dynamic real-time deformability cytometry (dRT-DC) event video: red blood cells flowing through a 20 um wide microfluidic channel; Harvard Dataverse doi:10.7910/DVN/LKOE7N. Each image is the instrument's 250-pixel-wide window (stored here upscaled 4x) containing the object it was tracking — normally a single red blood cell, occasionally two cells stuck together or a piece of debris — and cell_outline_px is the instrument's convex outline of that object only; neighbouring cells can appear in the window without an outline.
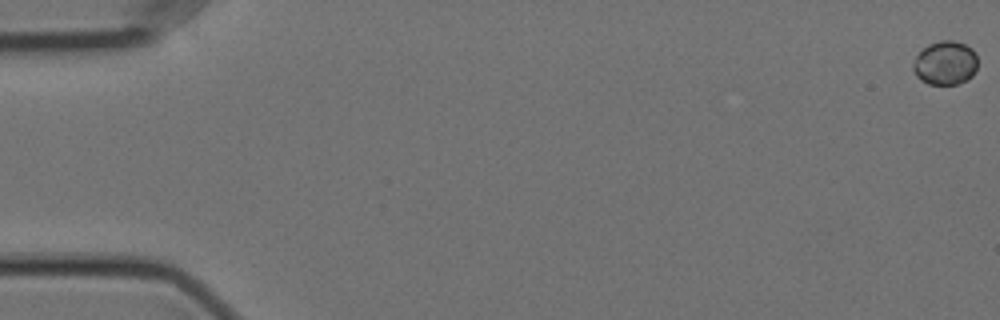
{"species": "Egyptian fruit bat (a non-hibernating species)", "species_latin": "Rousettus aegyptiacus", "temperature_condition": "cold", "stored_images_in_passage": 7, "camera_frame_rate_fps": 3000, "um_per_image_px": 0.085, "animal": {"sex": "female"}, "frame": {"image": 1, "passage_image": 1, "time_ms": 0.0, "image_size_px": [1000, 320], "cell_outline_px": [[976, 68], [972, 76], [968, 80], [956, 84], [928, 84], [920, 80], [916, 76], [912, 68], [912, 64], [916, 56], [928, 44], [940, 40], [952, 40], [964, 44], [972, 48], [976, 52]], "centroid_in_image_um": [80.34, 5.35], "position_along_channel_um": 4.7, "area_um2": 16.59}}